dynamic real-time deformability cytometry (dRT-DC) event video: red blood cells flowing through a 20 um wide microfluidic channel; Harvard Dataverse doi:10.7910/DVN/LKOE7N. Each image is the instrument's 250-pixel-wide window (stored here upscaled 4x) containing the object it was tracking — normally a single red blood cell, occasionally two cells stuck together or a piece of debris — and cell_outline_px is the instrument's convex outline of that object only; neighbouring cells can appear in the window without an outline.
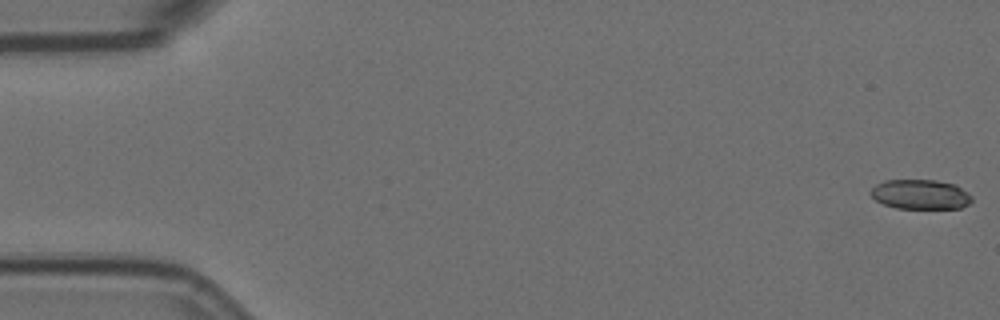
{"species": "Egyptian fruit bat (a non-hibernating species)", "species_latin": "Rousettus aegyptiacus", "temperature_condition": "room temperature", "stored_images_in_passage": 7, "camera_frame_rate_fps": 3000, "um_per_image_px": 0.085, "animal": {"sex": "female"}, "frame": {"image": 1, "passage_image": 1, "time_ms": 0.0, "image_size_px": [1000, 320], "cell_outline_px": [[972, 200], [968, 204], [960, 208], [896, 208], [884, 204], [876, 200], [868, 192], [876, 184], [884, 180], [936, 180], [956, 184], [968, 192], [972, 196]], "centroid_in_image_um": [78.24, 16.51], "position_along_channel_um": 6.8, "area_um2": 17.57}}
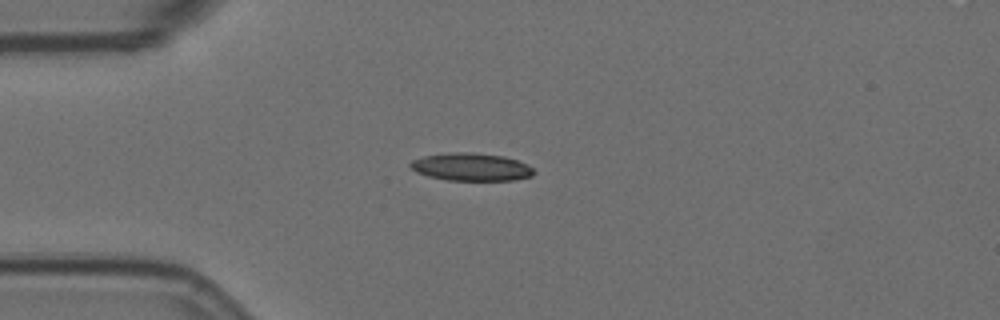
{"frame": {"image": 2, "passage_image": 5, "time_ms": 1.333, "image_size_px": [1000, 320], "cell_outline_px": [[536, 172], [532, 176], [512, 180], [448, 180], [428, 176], [416, 172], [408, 164], [412, 160], [424, 156], [452, 152], [472, 152], [504, 156], [528, 164]], "centroid_in_image_um": [40.06, 14.19], "position_along_channel_um": 44.9, "area_um2": 19.94}}
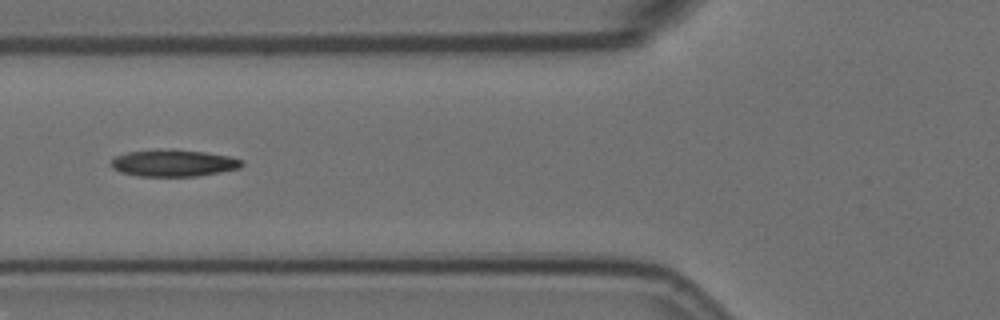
{"frame": {"image": 3, "passage_image": 7, "time_ms": 2.0, "image_size_px": [1000, 320], "cell_outline_px": [[244, 164], [240, 168], [220, 172], [196, 176], [136, 176], [120, 172], [112, 168], [112, 160], [116, 156], [128, 152], [168, 148], [172, 148], [204, 152], [228, 156], [244, 160]], "centroid_in_image_um": [14.76, 13.85], "position_along_channel_um": 111.0, "area_um2": 20.58}}